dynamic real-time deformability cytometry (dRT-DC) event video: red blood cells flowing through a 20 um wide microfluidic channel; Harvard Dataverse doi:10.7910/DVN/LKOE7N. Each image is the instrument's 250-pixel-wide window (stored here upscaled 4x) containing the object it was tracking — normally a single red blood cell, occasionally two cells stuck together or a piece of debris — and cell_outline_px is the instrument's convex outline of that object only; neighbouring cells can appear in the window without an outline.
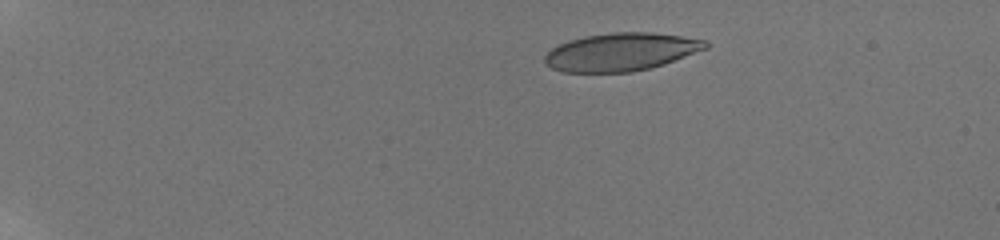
{"species": "human", "species_latin": "Homo sapiens", "temperature_condition": "room temperature", "stored_images_in_passage": 12, "camera_frame_rate_fps": 3000, "um_per_image_px": 0.085, "donor": {"sex": "male"}, "frame": {"image": 1, "passage_image": 4, "time_ms": 3.333, "image_size_px": [1000, 240], "cell_outline_px": [[708, 48], [664, 64], [632, 72], [560, 72], [552, 68], [544, 60], [544, 56], [552, 48], [568, 40], [584, 36], [612, 32], [652, 32], [680, 36], [704, 40], [708, 44]], "centroid_in_image_um": [52.77, 4.41], "position_along_channel_um": 32.2, "area_um2": 35.43}}
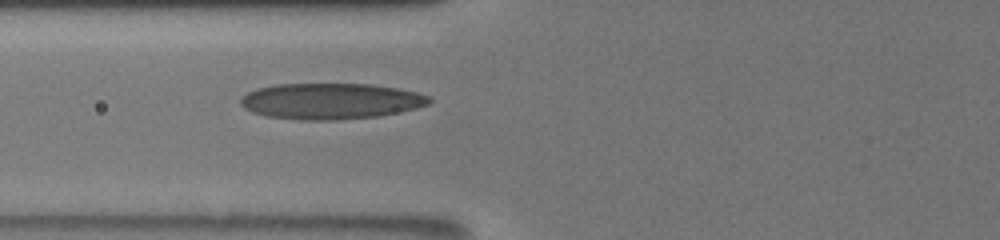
{"frame": {"image": 2, "passage_image": 10, "time_ms": 8.0, "image_size_px": [1000, 240], "cell_outline_px": [[432, 100], [428, 104], [416, 108], [376, 116], [336, 120], [304, 120], [264, 116], [252, 112], [244, 108], [240, 104], [240, 100], [248, 92], [256, 88], [276, 84], [372, 84], [400, 88], [416, 92], [428, 96]], "centroid_in_image_um": [28.08, 8.59], "position_along_channel_um": 97.7, "area_um2": 39.54}}
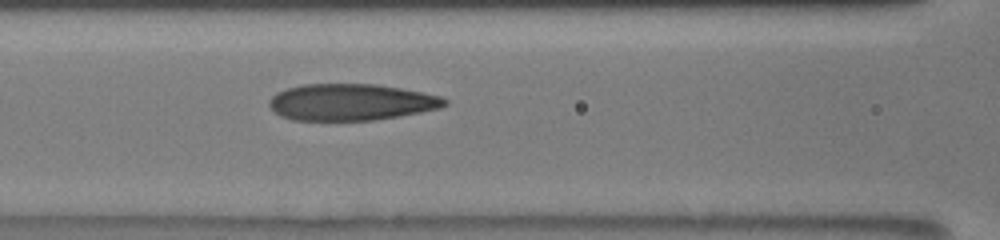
{"frame": {"image": 3, "passage_image": 12, "time_ms": 9.0, "image_size_px": [1000, 240], "cell_outline_px": [[448, 104], [440, 108], [400, 116], [372, 120], [292, 120], [280, 116], [268, 104], [268, 100], [276, 92], [288, 88], [304, 84], [376, 84], [400, 88], [440, 96], [448, 100]], "centroid_in_image_um": [29.83, 8.68], "position_along_channel_um": 136.8, "area_um2": 37.34}}